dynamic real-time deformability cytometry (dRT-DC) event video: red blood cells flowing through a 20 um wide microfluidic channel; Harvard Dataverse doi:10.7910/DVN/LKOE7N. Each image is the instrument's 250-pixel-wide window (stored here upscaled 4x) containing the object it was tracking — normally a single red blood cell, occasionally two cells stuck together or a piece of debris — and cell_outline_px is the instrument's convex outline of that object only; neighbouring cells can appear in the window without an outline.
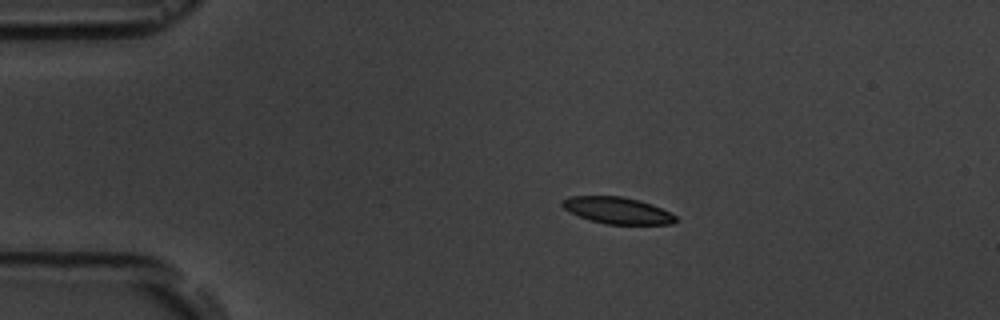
{"species": "common noctule bat (a hibernating species)", "species_latin": "Nyctalus noctula", "temperature_condition": "room temperature", "stored_images_in_passage": 16, "camera_frame_rate_fps": 3000, "um_per_image_px": 0.085, "animal": {"sex": "male", "body_mass_g": 19.5, "forearm_length_mm": 54.6}, "frame": {"image": 1, "passage_image": 3, "time_ms": 2.333, "image_size_px": [1000, 320], "cell_outline_px": [[680, 220], [672, 224], [604, 224], [580, 216], [564, 208], [560, 204], [560, 200], [568, 196], [620, 196], [640, 200], [652, 204], [676, 216]], "centroid_in_image_um": [52.48, 17.88], "position_along_channel_um": 32.5, "area_um2": 17.57}}
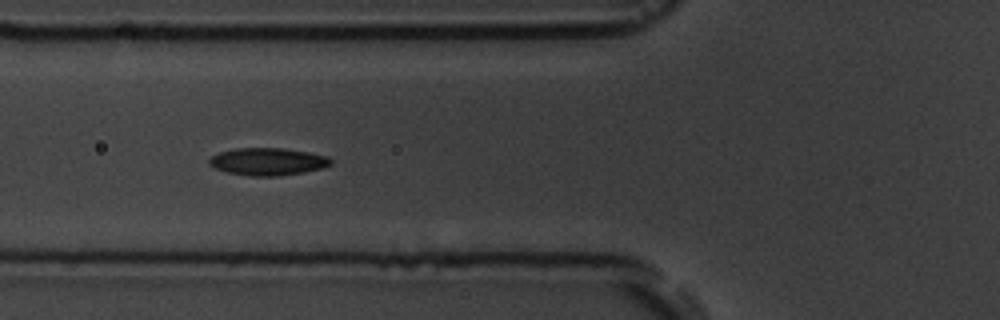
{"frame": {"image": 2, "passage_image": 6, "time_ms": 5.667, "image_size_px": [1000, 320], "cell_outline_px": [[332, 164], [324, 168], [304, 172], [280, 176], [248, 176], [228, 172], [216, 168], [208, 164], [208, 160], [212, 156], [220, 152], [236, 148], [284, 148], [308, 152], [328, 156], [332, 160]], "centroid_in_image_um": [22.79, 13.74], "position_along_channel_um": 103.0, "area_um2": 19.54}}
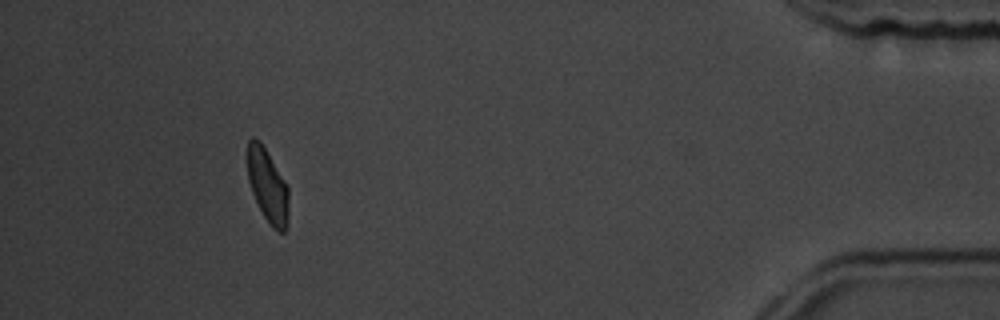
{"frame": {"image": 3, "passage_image": 15, "time_ms": 16.0, "image_size_px": [1000, 320], "cell_outline_px": [[288, 228], [284, 232], [280, 232], [272, 228], [264, 216], [252, 192], [248, 180], [248, 140], [252, 136], [260, 140], [288, 188]], "centroid_in_image_um": [22.75, 15.81], "position_along_channel_um": 412.4, "area_um2": 17.4}, "authors_computed_cell_mechanics": {"area_um2": 18.3804, "velocity_mm_per_s": 3.5999, "shape_relaxation_time_tau1_ms": 4.3947, "shape_relaxation_time_tau2_ms": null, "deformation_change_tau1": 0.1157, "deformation_change_tau2": null}}